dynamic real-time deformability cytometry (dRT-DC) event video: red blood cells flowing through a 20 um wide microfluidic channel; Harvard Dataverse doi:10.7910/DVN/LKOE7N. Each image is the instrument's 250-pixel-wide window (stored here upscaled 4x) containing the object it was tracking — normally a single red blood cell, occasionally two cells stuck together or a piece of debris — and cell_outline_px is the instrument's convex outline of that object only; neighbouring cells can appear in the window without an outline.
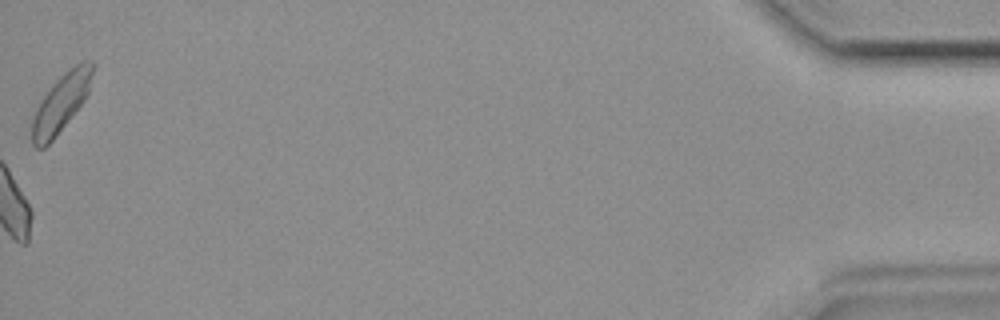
{"species": "common noctule bat (a hibernating species)", "species_latin": "Nyctalus noctula", "temperature_condition": "room temperature", "stored_images_in_passage": 49, "camera_frame_rate_fps": 3000, "um_per_image_px": 0.085, "animal": {"sex": "female", "body_mass_g": 19.9}, "frame": {"image": 1, "passage_image": 49, "time_ms": 16.0, "image_size_px": [1000, 320], "cell_outline_px": [[96, 64], [88, 92], [80, 104], [52, 140], [44, 148], [36, 148], [32, 144], [32, 116], [40, 100], [52, 84], [68, 68], [84, 60], [92, 60]], "centroid_in_image_um": [5.18, 8.69], "position_along_channel_um": 430.0, "area_um2": 20.29}}